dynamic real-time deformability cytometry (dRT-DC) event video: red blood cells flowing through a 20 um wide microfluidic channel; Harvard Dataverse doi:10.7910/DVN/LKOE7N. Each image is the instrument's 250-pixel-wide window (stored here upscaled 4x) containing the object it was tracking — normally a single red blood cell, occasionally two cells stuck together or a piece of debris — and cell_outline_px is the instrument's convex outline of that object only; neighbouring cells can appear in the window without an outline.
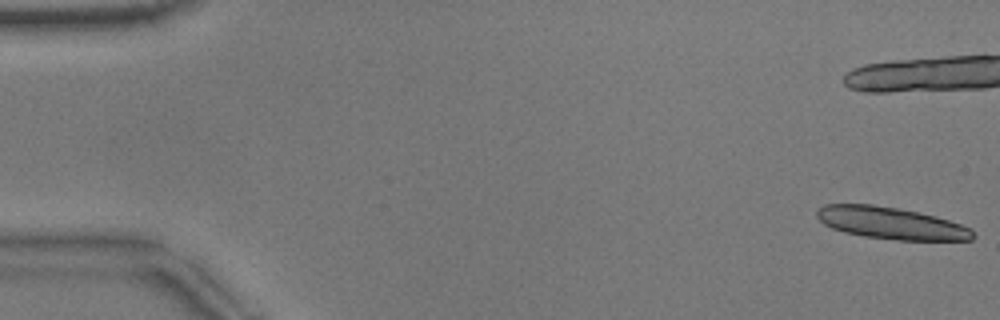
{"species": "common noctule bat (a hibernating species)", "species_latin": "Nyctalus noctula", "temperature_condition": "warm", "stored_images_in_passage": 54, "camera_frame_rate_fps": 3000, "um_per_image_px": 0.085, "animal": {"sex": "male", "body_mass_g": 17.9}, "frame": {"image": 1, "passage_image": 1, "time_ms": 0.0, "image_size_px": [1000, 320], "cell_outline_px": [[976, 236], [972, 240], [896, 240], [864, 236], [844, 232], [832, 228], [824, 224], [816, 216], [816, 212], [824, 204], [872, 204], [900, 208], [936, 216], [972, 228]], "centroid_in_image_um": [75.75, 18.96], "position_along_channel_um": 9.2, "area_um2": 29.19}, "authors_computed_cell_mechanics": {"area_um2": 19.5653, "velocity_mm_per_s": 3.8299, "shape_relaxation_time_tau1_ms": 3.0522, "shape_relaxation_time_tau2_ms": null, "deformation_change_tau1": 0.1351, "deformation_change_tau2": null}}